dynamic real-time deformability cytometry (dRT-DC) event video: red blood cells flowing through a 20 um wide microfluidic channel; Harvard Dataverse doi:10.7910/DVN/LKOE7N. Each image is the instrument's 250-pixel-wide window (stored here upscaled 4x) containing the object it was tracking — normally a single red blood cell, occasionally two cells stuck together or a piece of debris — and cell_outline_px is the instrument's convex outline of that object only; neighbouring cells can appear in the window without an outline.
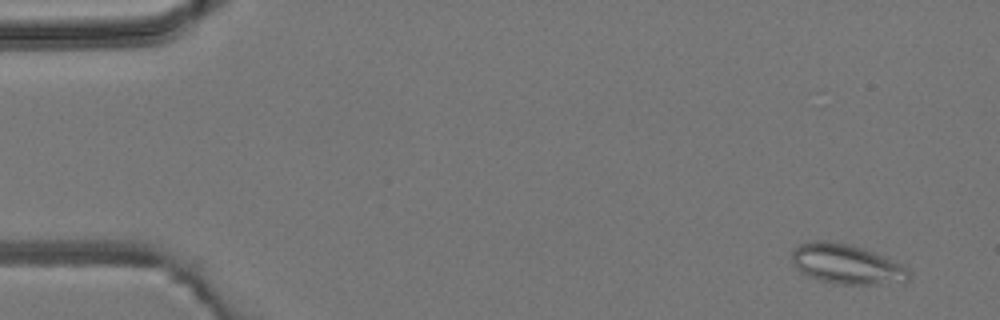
{"species": "common noctule bat (a hibernating species)", "species_latin": "Nyctalus noctula", "temperature_condition": "room temperature", "stored_images_in_passage": 5, "camera_frame_rate_fps": 3000, "um_per_image_px": 0.085, "animal": {"sex": "male", "body_mass_g": 19.2, "forearm_length_mm": 51.8}, "frame": {"image": 1, "passage_image": 5, "time_ms": 5.667, "image_size_px": [1000, 320], "cell_outline_px": [[912, 272], [908, 280], [880, 284], [836, 284], [820, 280], [808, 276], [800, 272], [792, 264], [792, 252], [800, 244], [812, 240], [824, 240], [848, 244], [884, 256], [904, 264]], "centroid_in_image_um": [71.96, 22.45], "position_along_channel_um": 13.0, "area_um2": 27.17}}